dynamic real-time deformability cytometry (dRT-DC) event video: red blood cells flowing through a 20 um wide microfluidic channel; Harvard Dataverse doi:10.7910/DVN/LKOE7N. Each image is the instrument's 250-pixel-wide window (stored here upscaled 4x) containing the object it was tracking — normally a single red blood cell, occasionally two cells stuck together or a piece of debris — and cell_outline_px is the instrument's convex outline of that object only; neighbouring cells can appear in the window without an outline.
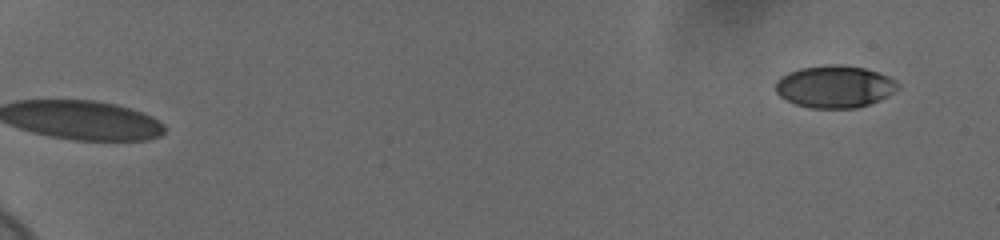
{"species": "human", "species_latin": "Homo sapiens", "temperature_condition": "cold", "stored_images_in_passage": 9, "camera_frame_rate_fps": 3000, "um_per_image_px": 0.085, "donor": {"sex": "female"}, "frame": {"image": 1, "passage_image": 1, "time_ms": 0.0, "image_size_px": [1000, 240], "cell_outline_px": [[900, 88], [888, 96], [880, 100], [856, 108], [808, 108], [784, 100], [776, 92], [776, 80], [780, 76], [788, 72], [800, 68], [824, 64], [840, 64], [864, 68], [888, 76], [896, 80], [900, 84]], "centroid_in_image_um": [70.94, 7.36], "position_along_channel_um": 14.1, "area_um2": 30.46}}
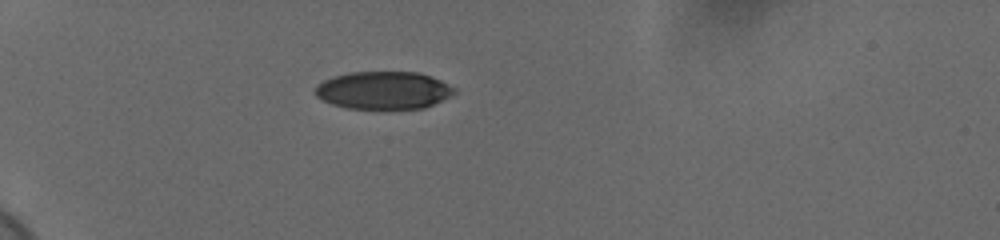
{"frame": {"image": 2, "passage_image": 7, "time_ms": 2.0, "image_size_px": [1000, 240], "cell_outline_px": [[456, 92], [424, 108], [376, 112], [344, 108], [332, 104], [316, 96], [312, 92], [324, 80], [332, 76], [352, 72], [420, 72], [432, 76], [456, 88]], "centroid_in_image_um": [32.57, 7.72], "position_along_channel_um": 52.4, "area_um2": 31.5}}
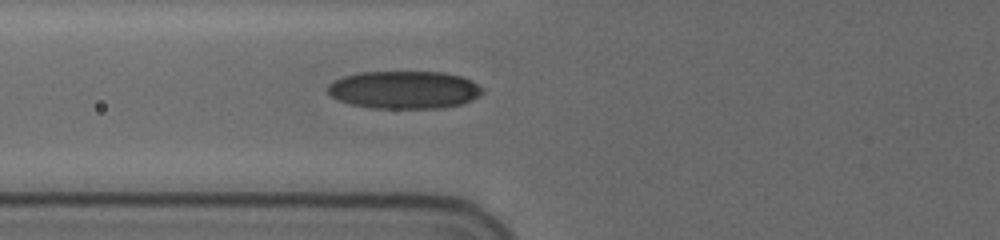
{"frame": {"image": 3, "passage_image": 9, "time_ms": 2.667, "image_size_px": [1000, 240], "cell_outline_px": [[484, 92], [480, 96], [464, 104], [440, 108], [372, 108], [352, 104], [340, 100], [332, 96], [328, 92], [328, 84], [332, 80], [344, 76], [360, 72], [444, 72], [460, 76], [472, 80], [484, 88]], "centroid_in_image_um": [34.41, 7.63], "position_along_channel_um": 91.4, "area_um2": 34.28}}